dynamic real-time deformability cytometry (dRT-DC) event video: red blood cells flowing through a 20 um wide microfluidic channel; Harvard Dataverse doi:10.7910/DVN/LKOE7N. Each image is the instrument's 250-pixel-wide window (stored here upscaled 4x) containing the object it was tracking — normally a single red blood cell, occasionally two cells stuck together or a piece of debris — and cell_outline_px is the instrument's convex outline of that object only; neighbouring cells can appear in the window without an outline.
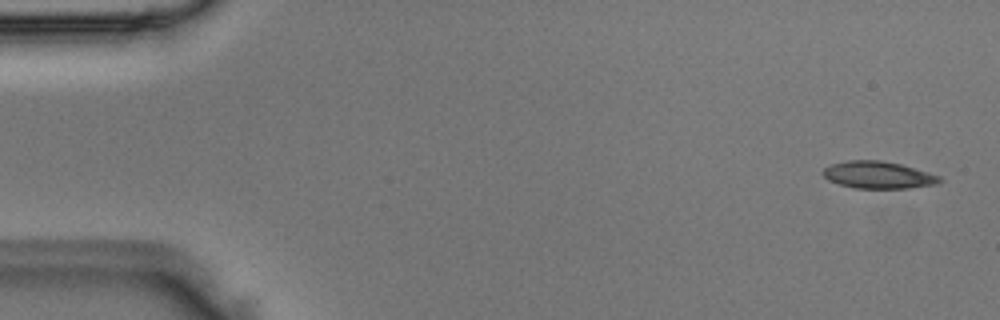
{"species": "Egyptian fruit bat (a non-hibernating species)", "species_latin": "Rousettus aegyptiacus", "temperature_condition": "room temperature", "stored_images_in_passage": 3, "camera_frame_rate_fps": 3000, "um_per_image_px": 0.085, "animal": {"sex": "male"}, "frame": {"image": 1, "passage_image": 1, "time_ms": 0.0, "image_size_px": [1000, 320], "cell_outline_px": [[944, 180], [936, 184], [908, 188], [856, 188], [840, 184], [828, 180], [820, 172], [824, 168], [832, 164], [848, 160], [880, 160], [900, 164], [928, 172], [940, 176]], "centroid_in_image_um": [74.64, 14.87], "position_along_channel_um": 10.4, "area_um2": 18.38}}